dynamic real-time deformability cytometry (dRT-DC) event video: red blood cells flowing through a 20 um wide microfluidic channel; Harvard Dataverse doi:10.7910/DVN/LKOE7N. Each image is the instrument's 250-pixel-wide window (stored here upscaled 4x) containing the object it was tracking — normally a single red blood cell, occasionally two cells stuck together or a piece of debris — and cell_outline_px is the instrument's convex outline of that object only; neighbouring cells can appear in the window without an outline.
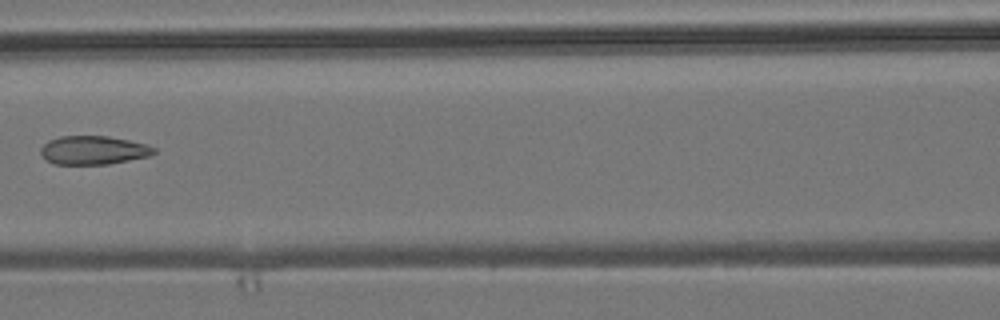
{"species": "common noctule bat (a hibernating species)", "species_latin": "Nyctalus noctula", "temperature_condition": "room temperature", "stored_images_in_passage": 4, "camera_frame_rate_fps": 3000, "um_per_image_px": 0.085, "animal": {"sex": "male", "body_mass_g": 19.2, "forearm_length_mm": 51.8}, "frame": {"image": 1, "passage_image": 4, "time_ms": 1.0, "image_size_px": [1000, 320], "cell_outline_px": [[156, 152], [148, 156], [108, 164], [52, 164], [44, 160], [40, 152], [40, 148], [48, 140], [60, 136], [108, 136], [148, 144], [156, 148]], "centroid_in_image_um": [7.9, 12.76], "position_along_channel_um": 158.7, "area_um2": 19.02}}